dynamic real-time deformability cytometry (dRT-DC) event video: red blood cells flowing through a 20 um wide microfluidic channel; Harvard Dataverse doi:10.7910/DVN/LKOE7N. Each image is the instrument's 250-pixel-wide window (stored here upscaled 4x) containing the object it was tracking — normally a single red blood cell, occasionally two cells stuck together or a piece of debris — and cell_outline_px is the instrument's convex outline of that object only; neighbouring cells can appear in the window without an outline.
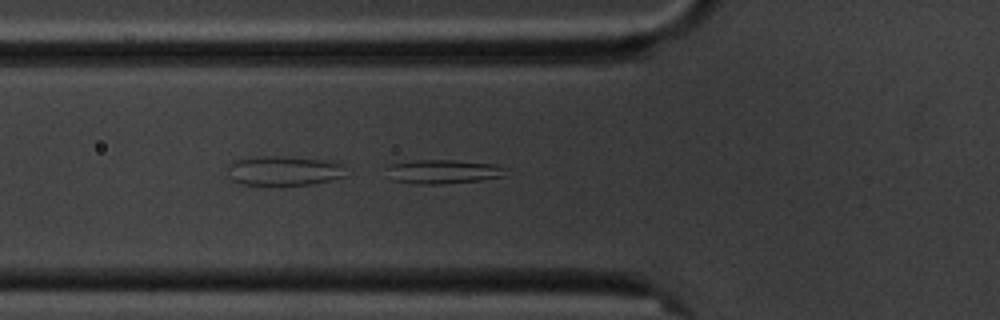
{"species": "common noctule bat (a hibernating species)", "species_latin": "Nyctalus noctula", "temperature_condition": "cold", "stored_images_in_passage": 4, "camera_frame_rate_fps": 3000, "um_per_image_px": 0.085, "animal": {"sex": "male", "body_mass_g": 20.1, "forearm_length_mm": 53.5}, "frame": {"image": 1, "passage_image": 4, "time_ms": 3.333, "image_size_px": [1000, 320], "cell_outline_px": [[508, 168], [504, 176], [480, 180], [444, 184], [416, 184], [392, 180], [384, 168], [388, 164], [416, 160], [452, 160], [496, 164]], "centroid_in_image_um": [37.64, 14.59], "position_along_channel_um": 88.2, "area_um2": 16.94}}